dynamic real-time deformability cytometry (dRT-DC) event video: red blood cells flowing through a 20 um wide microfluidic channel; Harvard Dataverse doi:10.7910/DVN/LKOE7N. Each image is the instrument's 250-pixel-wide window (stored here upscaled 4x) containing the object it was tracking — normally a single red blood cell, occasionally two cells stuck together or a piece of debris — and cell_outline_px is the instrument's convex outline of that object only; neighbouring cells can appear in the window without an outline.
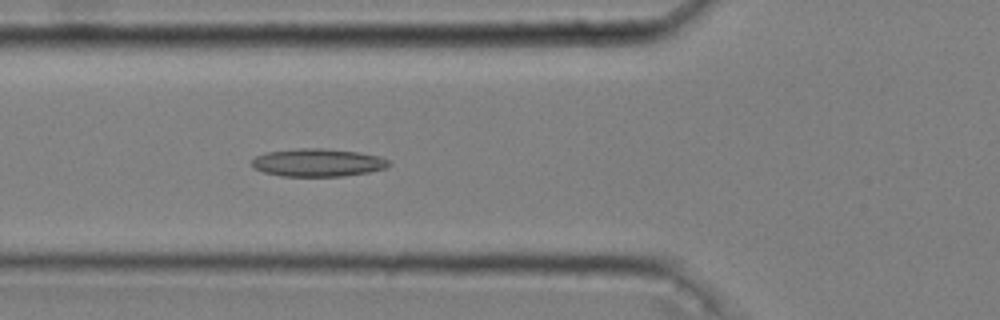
{"species": "common noctule bat (a hibernating species)", "species_latin": "Nyctalus noctula", "temperature_condition": "cold", "stored_images_in_passage": 52, "camera_frame_rate_fps": 3000, "um_per_image_px": 0.085, "animal": {"sex": "male", "body_mass_g": 20.4}, "frame": {"image": 1, "passage_image": 19, "time_ms": 6.0, "image_size_px": [1000, 320], "cell_outline_px": [[392, 164], [384, 168], [368, 172], [344, 176], [284, 176], [264, 172], [256, 168], [252, 164], [252, 160], [256, 156], [264, 152], [300, 148], [320, 148], [356, 152], [380, 156], [388, 160]], "centroid_in_image_um": [27.01, 13.82], "position_along_channel_um": 98.8, "area_um2": 22.08}}
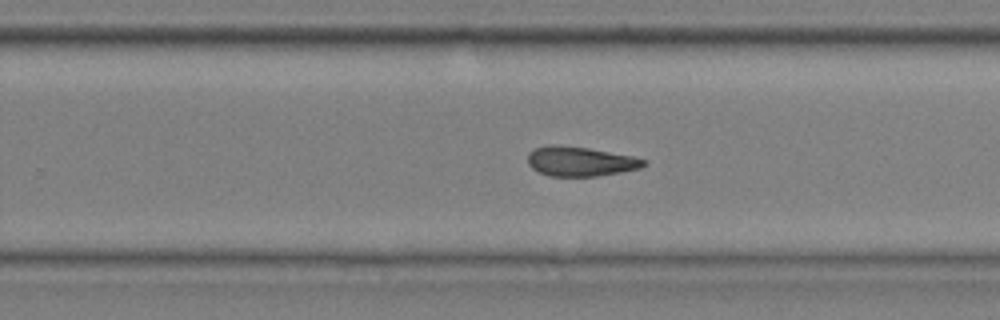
{"frame": {"image": 2, "passage_image": 34, "time_ms": 11.0, "image_size_px": [1000, 320], "cell_outline_px": [[648, 164], [640, 168], [620, 172], [596, 176], [548, 176], [532, 168], [528, 164], [528, 152], [536, 148], [548, 144], [560, 144], [588, 148], [632, 156], [648, 160]], "centroid_in_image_um": [49.32, 13.71], "position_along_channel_um": 280.5, "area_um2": 20.11}}
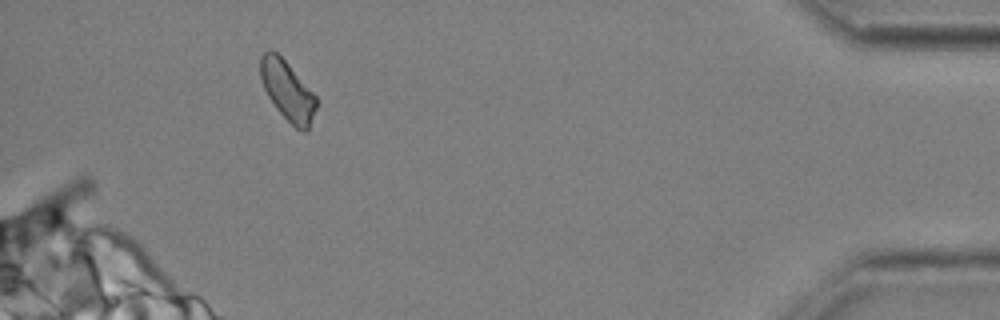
{"frame": {"image": 3, "passage_image": 49, "time_ms": 16.0, "image_size_px": [1000, 320], "cell_outline_px": [[320, 100], [308, 132], [300, 132], [276, 108], [268, 96], [264, 88], [260, 76], [260, 56], [268, 48], [276, 52], [288, 64]], "centroid_in_image_um": [24.47, 7.73], "position_along_channel_um": 410.7, "area_um2": 19.54}, "authors_computed_cell_mechanics": {"area_um2": 20.5479, "velocity_mm_per_s": 3.6381, "shape_relaxation_time_tau1_ms": null, "shape_relaxation_time_tau2_ms": 8.6174, "deformation_change_tau1": null, "deformation_change_tau2": 0.1824}}